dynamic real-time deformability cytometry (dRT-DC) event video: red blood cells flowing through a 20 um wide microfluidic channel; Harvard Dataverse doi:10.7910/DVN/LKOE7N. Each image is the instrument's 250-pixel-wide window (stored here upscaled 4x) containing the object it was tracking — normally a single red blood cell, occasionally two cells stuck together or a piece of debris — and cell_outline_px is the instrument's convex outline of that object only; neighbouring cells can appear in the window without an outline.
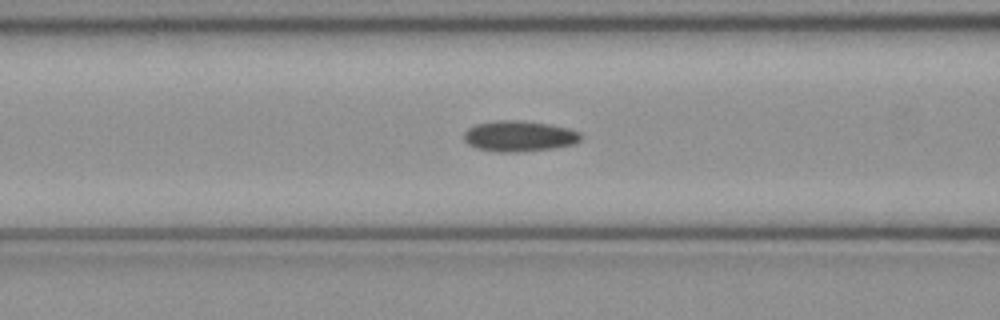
{"species": "common noctule bat (a hibernating species)", "species_latin": "Nyctalus noctula", "temperature_condition": "cold", "stored_images_in_passage": 49, "camera_frame_rate_fps": 3000, "um_per_image_px": 0.085, "animal": {"sex": "female", "body_mass_g": 21.9}, "frame": {"image": 1, "passage_image": 19, "time_ms": 6.0, "image_size_px": [1000, 320], "cell_outline_px": [[584, 136], [580, 140], [572, 144], [552, 148], [520, 152], [496, 152], [476, 148], [468, 144], [464, 140], [464, 132], [468, 128], [476, 124], [496, 120], [524, 120], [548, 124], [568, 128], [580, 132]], "centroid_in_image_um": [44.12, 11.57], "position_along_channel_um": 122.5, "area_um2": 21.1}}
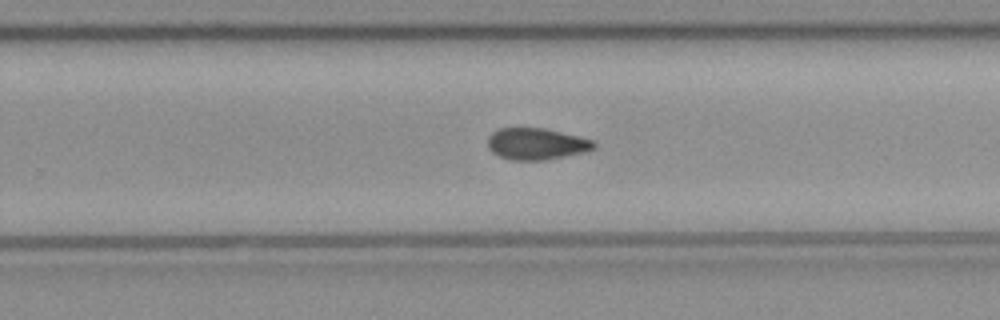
{"frame": {"image": 2, "passage_image": 31, "time_ms": 10.0, "image_size_px": [1000, 320], "cell_outline_px": [[596, 148], [584, 152], [548, 160], [508, 160], [492, 152], [488, 148], [488, 136], [492, 132], [500, 128], [544, 128], [592, 140], [596, 144]], "centroid_in_image_um": [45.57, 12.24], "position_along_channel_um": 284.2, "area_um2": 19.54}}
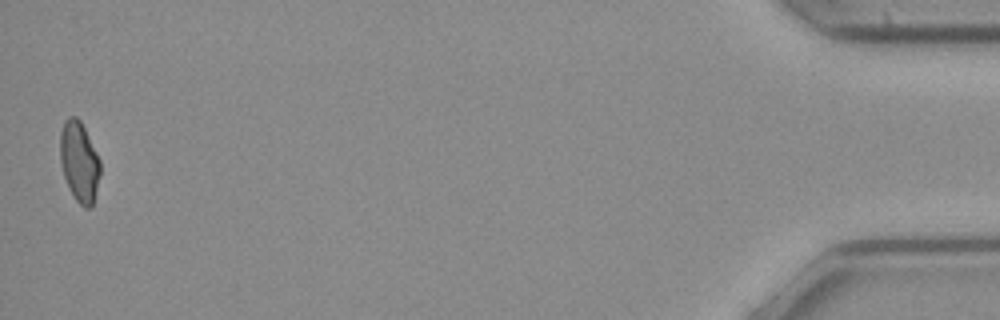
{"frame": {"image": 3, "passage_image": 49, "time_ms": 16.0, "image_size_px": [1000, 320], "cell_outline_px": [[100, 172], [92, 208], [84, 208], [76, 200], [64, 176], [60, 160], [60, 132], [64, 120], [68, 116], [76, 116], [80, 120], [100, 160]], "centroid_in_image_um": [6.73, 13.72], "position_along_channel_um": 428.5, "area_um2": 18.55}, "authors_computed_cell_mechanics": {"area_um2": 19.7676, "velocity_mm_per_s": 4.0464, "shape_relaxation_time_tau1_ms": null, "shape_relaxation_time_tau2_ms": 8.4126, "deformation_change_tau1": null, "deformation_change_tau2": 0.1176}}